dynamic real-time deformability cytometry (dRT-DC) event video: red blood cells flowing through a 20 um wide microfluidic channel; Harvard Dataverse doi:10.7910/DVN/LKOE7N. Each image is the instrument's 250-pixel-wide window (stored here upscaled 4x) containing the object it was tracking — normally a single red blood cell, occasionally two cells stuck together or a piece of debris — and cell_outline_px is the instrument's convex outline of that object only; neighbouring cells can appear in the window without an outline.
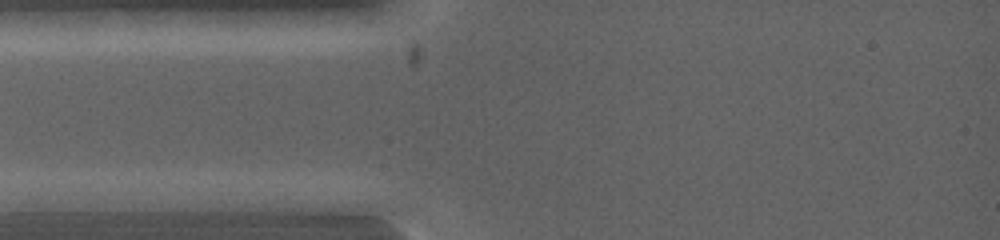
{"species": "common noctule bat (a hibernating species)", "species_latin": "Nyctalus noctula", "temperature_condition": "warm", "stored_images_in_passage": 3, "camera_frame_rate_fps": 5000, "um_per_image_px": 0.085, "animal": {"sex": "female", "body_mass_g": 19.0, "forearm_length_mm": 53.3}, "frame": {"image": 1, "passage_image": 2, "time_ms": 0.2, "image_size_px": [1000, 240], "cell_outline_px": [[124, 200], [104, 212], [76, 216], [20, 212], [12, 200], [40, 192], [100, 192]], "centroid_in_image_um": [5.66, 17.27], "position_along_channel_um": 79.3, "area_um2": 14.68}}